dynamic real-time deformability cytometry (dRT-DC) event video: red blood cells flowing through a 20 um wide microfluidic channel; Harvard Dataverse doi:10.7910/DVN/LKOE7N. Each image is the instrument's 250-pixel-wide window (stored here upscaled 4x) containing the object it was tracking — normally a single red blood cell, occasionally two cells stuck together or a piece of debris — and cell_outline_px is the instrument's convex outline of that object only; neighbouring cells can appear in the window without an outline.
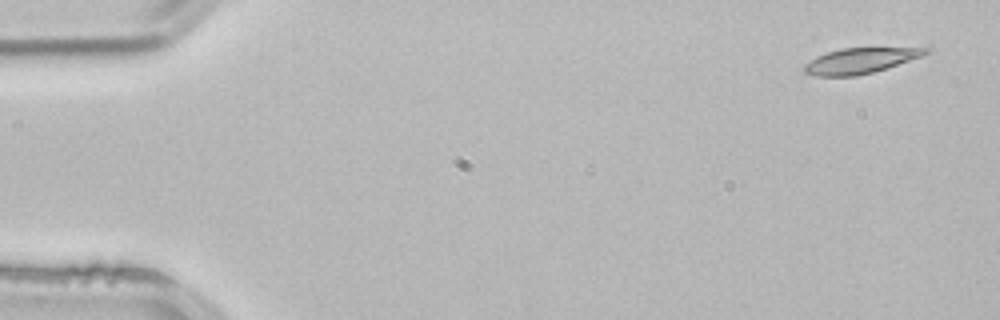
{"species": "common noctule bat (a hibernating species)", "species_latin": "Nyctalus noctula", "temperature_condition": "room temperature", "stored_images_in_passage": 5, "camera_frame_rate_fps": 3000, "um_per_image_px": 0.085, "animal": {"sex": "male", "body_mass_g": 21.5, "forearm_length_mm": 52.0}, "frame": {"image": 1, "passage_image": 1, "time_ms": 0.0, "image_size_px": [1000, 320], "cell_outline_px": [[932, 48], [928, 52], [920, 56], [872, 72], [856, 76], [816, 76], [804, 72], [804, 64], [816, 56], [840, 48]], "centroid_in_image_um": [73.03, 5.16], "position_along_channel_um": 12.0, "area_um2": 17.57}}
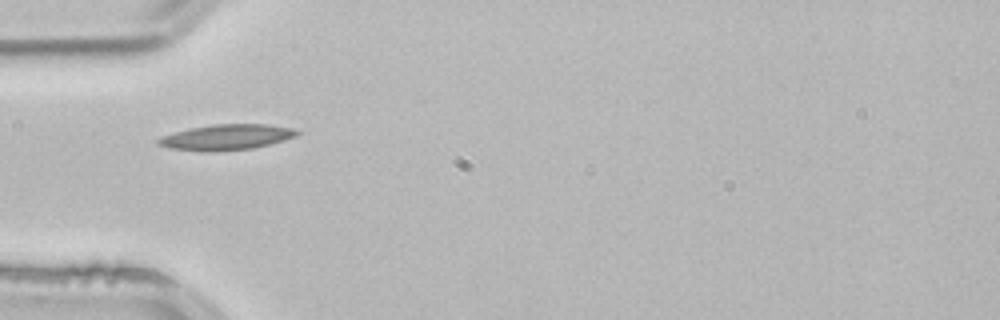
{"frame": {"image": 2, "passage_image": 4, "time_ms": 1.0, "image_size_px": [1000, 320], "cell_outline_px": [[300, 132], [296, 136], [284, 140], [252, 148], [216, 152], [204, 152], [168, 148], [156, 144], [156, 140], [160, 136], [192, 128], [212, 124], [268, 124], [292, 128]], "centroid_in_image_um": [19.2, 11.67], "position_along_channel_um": 65.8, "area_um2": 20.75}}